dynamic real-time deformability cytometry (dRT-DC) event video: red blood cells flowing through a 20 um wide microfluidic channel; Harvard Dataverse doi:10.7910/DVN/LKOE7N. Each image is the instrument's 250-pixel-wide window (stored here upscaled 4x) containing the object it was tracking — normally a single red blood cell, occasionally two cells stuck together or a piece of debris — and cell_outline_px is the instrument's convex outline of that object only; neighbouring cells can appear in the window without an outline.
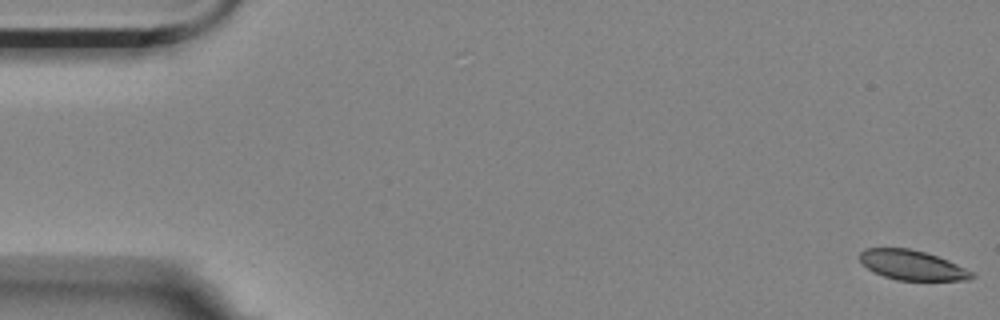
{"species": "Egyptian fruit bat (a non-hibernating species)", "species_latin": "Rousettus aegyptiacus", "temperature_condition": "room temperature", "stored_images_in_passage": 58, "camera_frame_rate_fps": 3000, "um_per_image_px": 0.085, "animal": {"sex": "female"}, "frame": {"image": 1, "passage_image": 1, "time_ms": 0.0, "image_size_px": [1000, 320], "cell_outline_px": [[976, 276], [968, 280], [896, 280], [884, 276], [868, 268], [860, 260], [860, 252], [864, 248], [908, 248], [924, 252], [948, 260], [976, 272]], "centroid_in_image_um": [77.58, 22.54], "position_along_channel_um": 7.4, "area_um2": 19.36}}
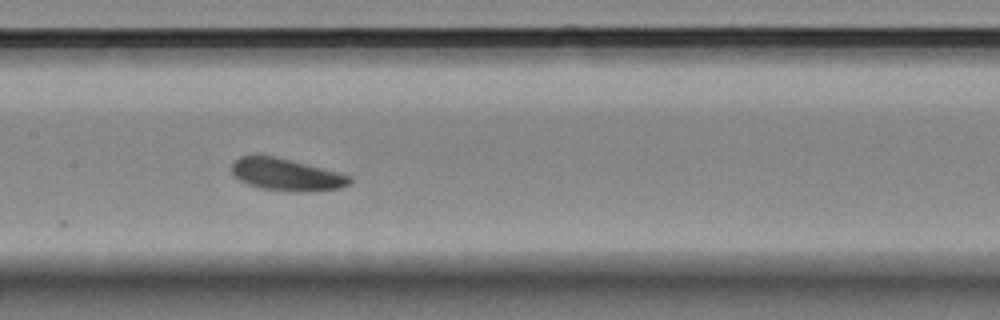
{"frame": {"image": 2, "passage_image": 28, "time_ms": 9.0, "image_size_px": [1000, 320], "cell_outline_px": [[352, 184], [340, 188], [296, 192], [260, 188], [248, 184], [240, 180], [232, 172], [232, 164], [240, 156], [272, 156], [352, 176]], "centroid_in_image_um": [24.35, 14.86], "position_along_channel_um": 183.0, "area_um2": 21.5}}
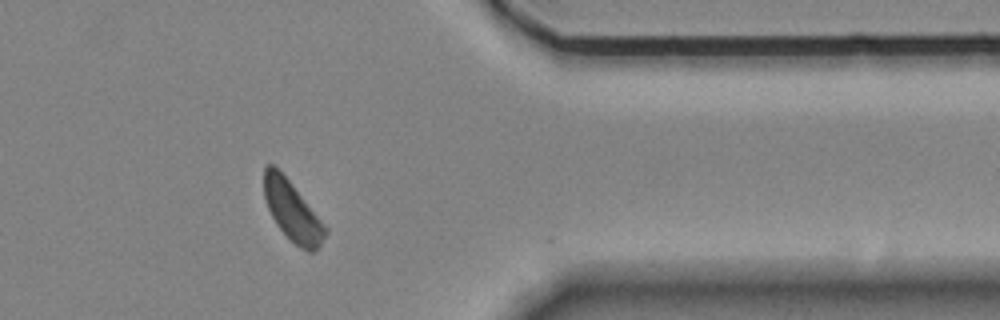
{"frame": {"image": 3, "passage_image": 47, "time_ms": 15.333, "image_size_px": [1000, 320], "cell_outline_px": [[328, 232], [320, 244], [312, 252], [308, 252], [300, 248], [276, 224], [268, 208], [264, 196], [264, 168], [268, 164], [272, 164], [292, 184], [328, 228]], "centroid_in_image_um": [24.86, 17.95], "position_along_channel_um": 386.5, "area_um2": 20.81}, "authors_computed_cell_mechanics": {"area_um2": 21.7328, "velocity_mm_per_s": 3.4605, "shape_relaxation_time_tau1_ms": 3.6223, "shape_relaxation_time_tau2_ms": 2.0707, "deformation_change_tau1": 0.0999, "deformation_change_tau2": 0.0706}}